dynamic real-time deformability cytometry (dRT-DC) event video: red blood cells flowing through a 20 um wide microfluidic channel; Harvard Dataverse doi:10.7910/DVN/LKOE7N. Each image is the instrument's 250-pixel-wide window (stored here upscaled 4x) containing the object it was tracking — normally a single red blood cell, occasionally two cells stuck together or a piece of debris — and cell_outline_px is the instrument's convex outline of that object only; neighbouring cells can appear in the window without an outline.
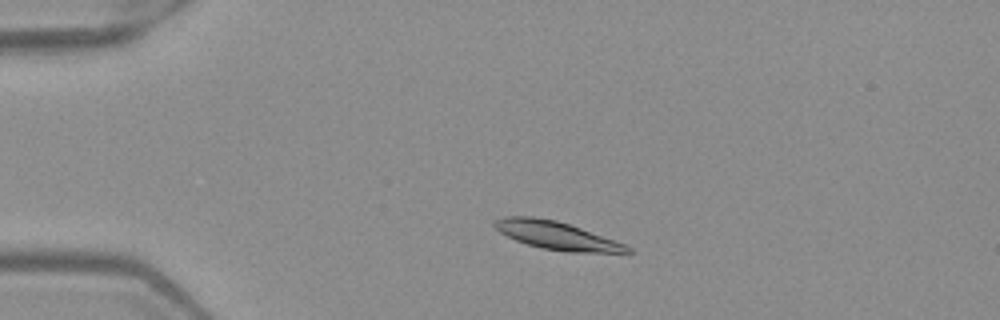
{"species": "Egyptian fruit bat (a non-hibernating species)", "species_latin": "Rousettus aegyptiacus", "temperature_condition": "warm", "stored_images_in_passage": 48, "camera_frame_rate_fps": 3000, "um_per_image_px": 0.085, "frame": {"image": 1, "passage_image": 8, "time_ms": 2.333, "image_size_px": [1000, 320], "cell_outline_px": [[632, 252], [568, 252], [540, 248], [516, 240], [500, 232], [492, 224], [492, 220], [504, 216], [532, 216], [556, 220], [580, 228], [624, 244], [632, 248]], "centroid_in_image_um": [47.24, 20.0], "position_along_channel_um": 37.8, "area_um2": 21.39}}
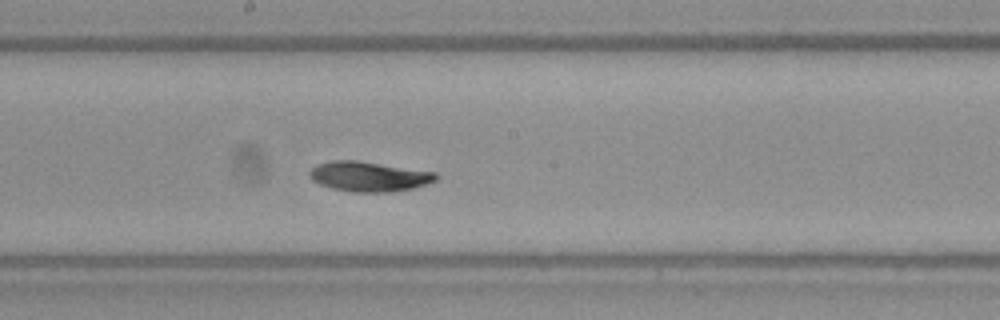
{"frame": {"image": 2, "passage_image": 25, "time_ms": 8.0, "image_size_px": [1000, 320], "cell_outline_px": [[440, 176], [436, 180], [412, 188], [388, 192], [352, 192], [332, 188], [320, 184], [312, 180], [308, 176], [308, 172], [316, 164], [332, 160], [356, 160], [436, 172]], "centroid_in_image_um": [31.32, 14.99], "position_along_channel_um": 216.9, "area_um2": 22.02}}
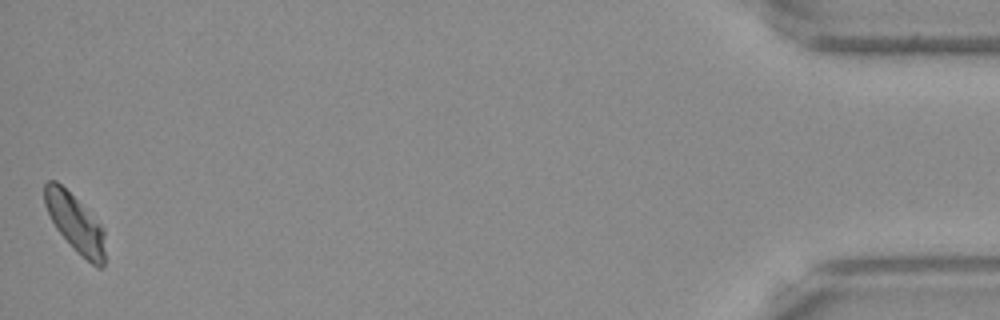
{"frame": {"image": 3, "passage_image": 48, "time_ms": 15.667, "image_size_px": [1000, 320], "cell_outline_px": [[104, 264], [100, 268], [96, 268], [76, 252], [56, 228], [44, 204], [44, 184], [48, 180], [56, 180], [104, 228]], "centroid_in_image_um": [6.38, 19.0], "position_along_channel_um": 428.8, "area_um2": 20.0}, "authors_computed_cell_mechanics": {"area_um2": 21.5016, "velocity_mm_per_s": 3.9305, "shape_relaxation_time_tau1_ms": 3.3188, "shape_relaxation_time_tau2_ms": null, "deformation_change_tau1": 0.1083, "deformation_change_tau2": null}}